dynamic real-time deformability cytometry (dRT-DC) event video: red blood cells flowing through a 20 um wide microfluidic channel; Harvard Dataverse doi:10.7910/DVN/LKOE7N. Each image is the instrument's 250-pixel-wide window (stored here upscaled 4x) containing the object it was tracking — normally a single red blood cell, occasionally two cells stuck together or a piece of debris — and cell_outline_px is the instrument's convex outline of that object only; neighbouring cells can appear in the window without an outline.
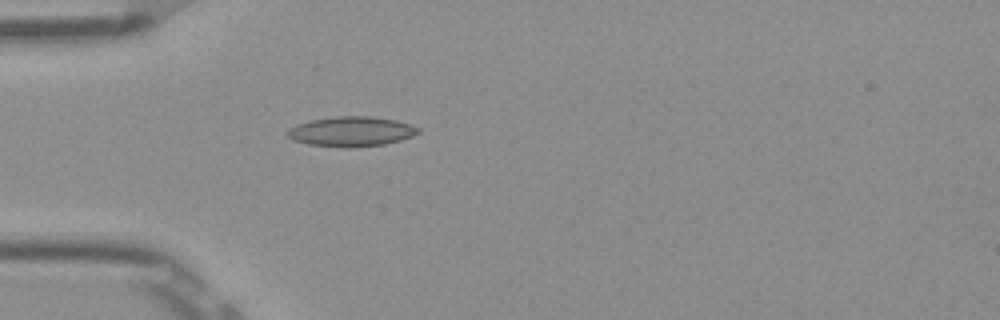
{"species": "Egyptian fruit bat (a non-hibernating species)", "species_latin": "Rousettus aegyptiacus", "temperature_condition": "room temperature", "stored_images_in_passage": 38, "camera_frame_rate_fps": 3000, "um_per_image_px": 0.085, "frame": {"image": 1, "passage_image": 1, "time_ms": 0.0, "image_size_px": [1000, 320], "cell_outline_px": [[420, 132], [412, 136], [400, 140], [384, 144], [352, 148], [348, 148], [308, 144], [292, 140], [288, 136], [288, 132], [292, 128], [300, 124], [312, 120], [336, 116], [372, 116], [396, 120], [420, 128]], "centroid_in_image_um": [29.91, 11.18], "position_along_channel_um": 55.1, "area_um2": 22.54}}
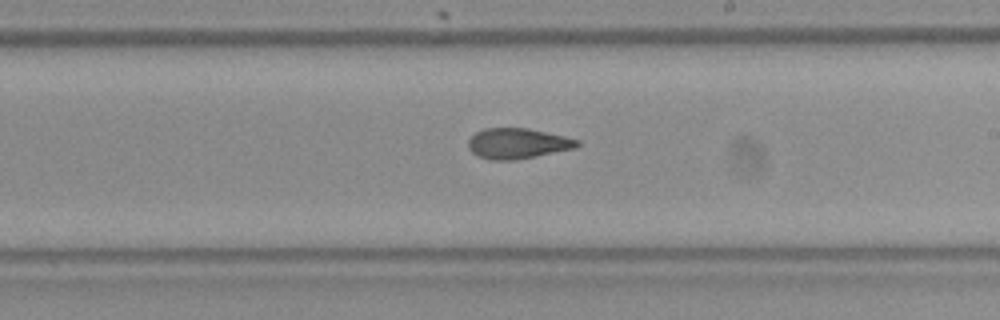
{"frame": {"image": 2, "passage_image": 16, "time_ms": 5.0, "image_size_px": [1000, 320], "cell_outline_px": [[580, 144], [576, 148], [516, 160], [488, 160], [476, 156], [468, 148], [468, 140], [476, 132], [484, 128], [528, 128], [564, 136], [580, 140]], "centroid_in_image_um": [43.98, 12.2], "position_along_channel_um": 245.0, "area_um2": 19.48}}
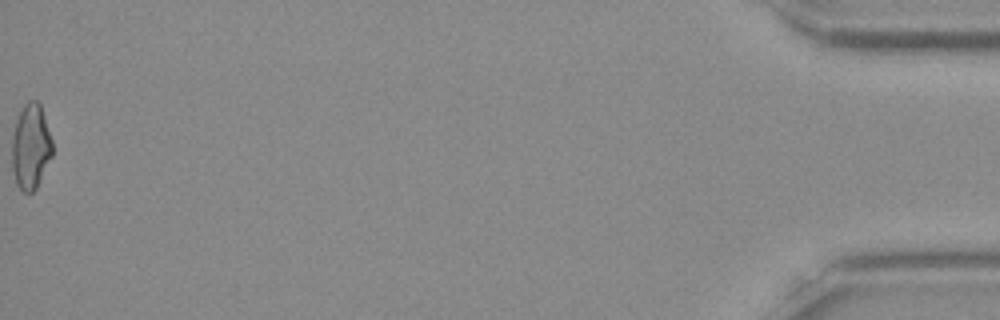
{"frame": {"image": 3, "passage_image": 38, "time_ms": 12.333, "image_size_px": [1000, 320], "cell_outline_px": [[52, 156], [36, 188], [32, 192], [24, 192], [16, 184], [12, 168], [12, 136], [16, 120], [24, 104], [28, 100], [36, 100], [40, 104], [52, 140]], "centroid_in_image_um": [2.6, 12.46], "position_along_channel_um": 432.6, "area_um2": 20.0}, "authors_computed_cell_mechanics": {"area_um2": 19.8254, "velocity_mm_per_s": 3.9263, "shape_relaxation_time_tau1_ms": null, "shape_relaxation_time_tau2_ms": 3.5635, "deformation_change_tau1": null, "deformation_change_tau2": 0.1038}}